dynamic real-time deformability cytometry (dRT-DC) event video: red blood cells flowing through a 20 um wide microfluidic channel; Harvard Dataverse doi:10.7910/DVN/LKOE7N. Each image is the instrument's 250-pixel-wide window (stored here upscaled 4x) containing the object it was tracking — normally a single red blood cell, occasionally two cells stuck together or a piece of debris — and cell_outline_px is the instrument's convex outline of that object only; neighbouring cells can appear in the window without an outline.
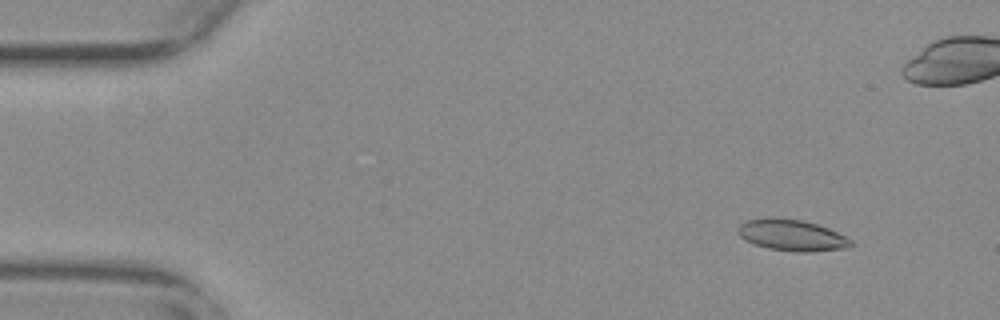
{"species": "common noctule bat (a hibernating species)", "species_latin": "Nyctalus noctula", "temperature_condition": "warm", "stored_images_in_passage": 57, "camera_frame_rate_fps": 3000, "um_per_image_px": 0.085, "animal": {"sex": "female", "body_mass_g": 29.2, "forearm_length_mm": 56.3}, "frame": {"image": 1, "passage_image": 6, "time_ms": 1.667, "image_size_px": [1000, 320], "cell_outline_px": [[852, 244], [848, 248], [808, 252], [796, 252], [768, 248], [756, 244], [740, 236], [736, 232], [736, 228], [740, 224], [748, 220], [768, 216], [776, 216], [804, 220], [828, 228], [852, 240]], "centroid_in_image_um": [67.28, 19.97], "position_along_channel_um": 17.7, "area_um2": 20.75}}
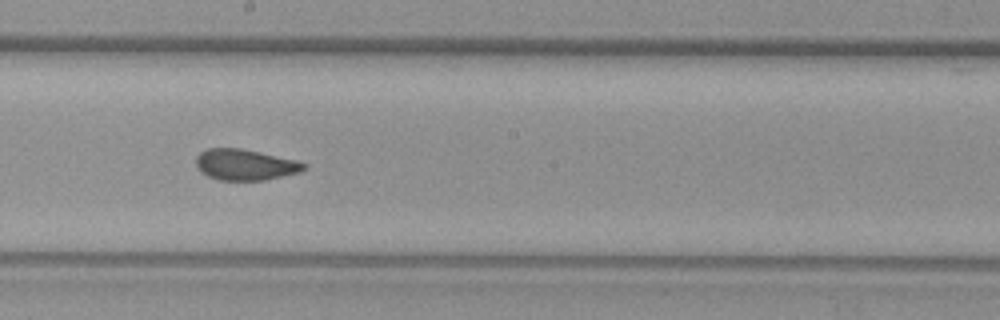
{"frame": {"image": 2, "passage_image": 31, "time_ms": 10.0, "image_size_px": [1000, 320], "cell_outline_px": [[308, 168], [300, 172], [264, 180], [216, 180], [200, 172], [196, 168], [196, 156], [200, 152], [208, 148], [240, 148], [296, 160], [308, 164]], "centroid_in_image_um": [20.82, 14.0], "position_along_channel_um": 227.4, "area_um2": 19.59}}
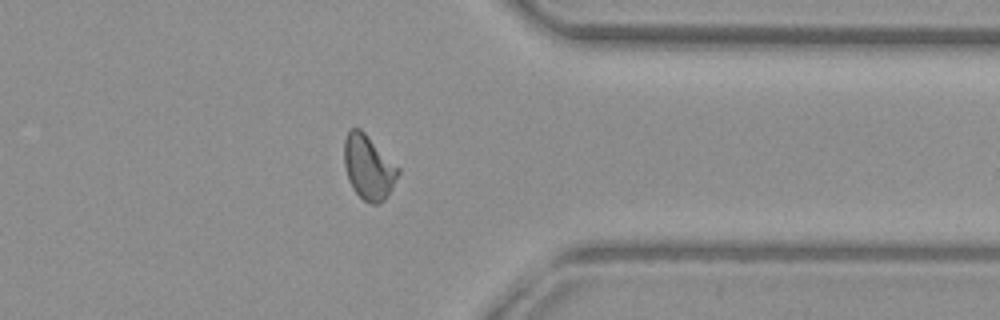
{"frame": {"image": 3, "passage_image": 44, "time_ms": 14.333, "image_size_px": [1000, 320], "cell_outline_px": [[400, 172], [392, 188], [384, 200], [376, 204], [372, 204], [364, 200], [352, 188], [348, 180], [344, 164], [344, 140], [348, 132], [352, 128], [360, 128], [400, 168]], "centroid_in_image_um": [31.32, 14.22], "position_along_channel_um": 380.1, "area_um2": 20.11}, "authors_computed_cell_mechanics": {"area_um2": 19.941, "velocity_mm_per_s": 3.7412, "shape_relaxation_time_tau1_ms": null, "shape_relaxation_time_tau2_ms": 1.2492, "deformation_change_tau1": null, "deformation_change_tau2": 0.0624}}